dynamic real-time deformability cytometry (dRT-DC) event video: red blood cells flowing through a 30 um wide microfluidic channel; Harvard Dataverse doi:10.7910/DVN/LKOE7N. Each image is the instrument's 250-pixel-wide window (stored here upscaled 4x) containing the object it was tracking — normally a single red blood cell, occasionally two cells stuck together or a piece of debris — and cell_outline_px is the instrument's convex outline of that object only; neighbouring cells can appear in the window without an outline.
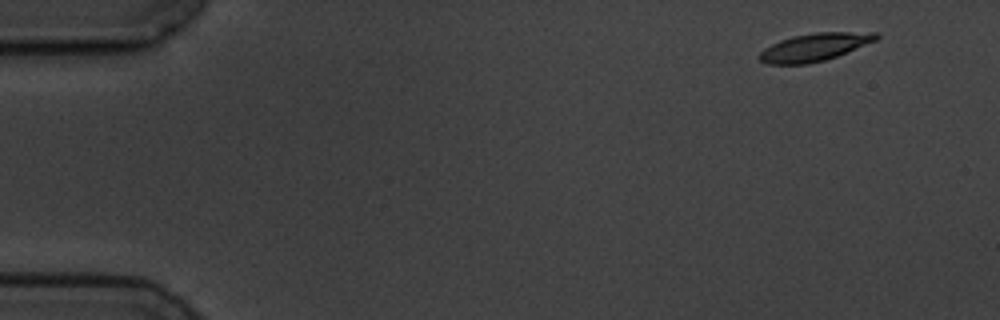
{"species": "common noctule bat (a hibernating species)", "species_latin": "Nyctalus noctula", "temperature_condition": "cold", "stored_images_in_passage": 9, "camera_frame_rate_fps": 3000, "um_per_image_px": 0.085, "animal": {"sex": "male", "body_mass_g": 19.5, "forearm_length_mm": 54.6}, "frame": {"image": 1, "passage_image": 1, "time_ms": 0.0, "image_size_px": [1000, 320], "cell_outline_px": [[880, 36], [876, 40], [836, 56], [824, 60], [808, 64], [768, 64], [760, 60], [756, 56], [764, 48], [780, 40], [792, 36], [816, 32], [876, 32]], "centroid_in_image_um": [69.2, 4.0], "position_along_channel_um": 15.8, "area_um2": 18.79}}
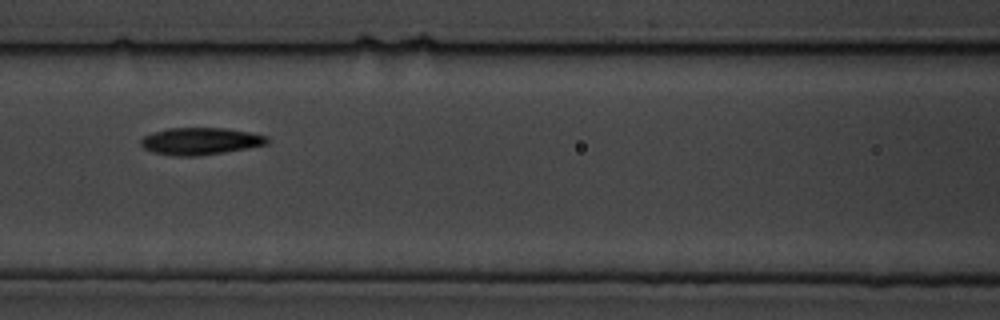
{"frame": {"image": 2, "passage_image": 7, "time_ms": 7.0, "image_size_px": [1000, 320], "cell_outline_px": [[268, 144], [248, 148], [224, 152], [196, 156], [176, 156], [152, 152], [144, 148], [140, 144], [140, 140], [144, 136], [152, 132], [168, 128], [224, 128], [248, 132], [268, 136]], "centroid_in_image_um": [17.01, 12.0], "position_along_channel_um": 149.6, "area_um2": 19.94}}
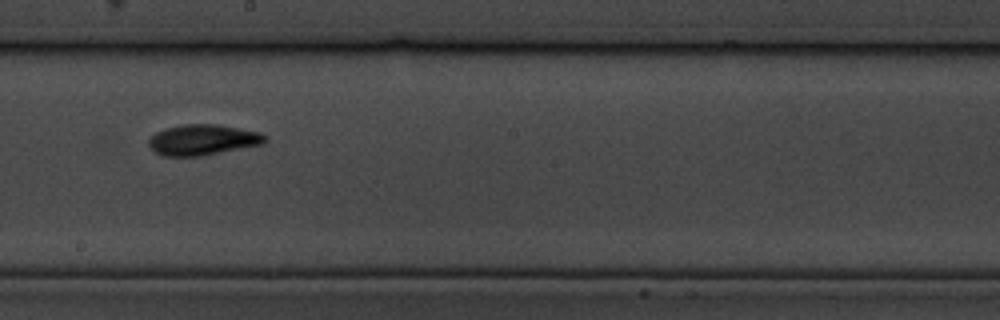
{"frame": {"image": 3, "passage_image": 9, "time_ms": 9.333, "image_size_px": [1000, 320], "cell_outline_px": [[268, 140], [264, 144], [200, 156], [164, 156], [156, 152], [148, 144], [148, 140], [156, 132], [164, 128], [184, 124], [216, 124], [240, 128], [260, 132], [268, 136]], "centroid_in_image_um": [17.28, 11.88], "position_along_channel_um": 230.9, "area_um2": 20.87}}